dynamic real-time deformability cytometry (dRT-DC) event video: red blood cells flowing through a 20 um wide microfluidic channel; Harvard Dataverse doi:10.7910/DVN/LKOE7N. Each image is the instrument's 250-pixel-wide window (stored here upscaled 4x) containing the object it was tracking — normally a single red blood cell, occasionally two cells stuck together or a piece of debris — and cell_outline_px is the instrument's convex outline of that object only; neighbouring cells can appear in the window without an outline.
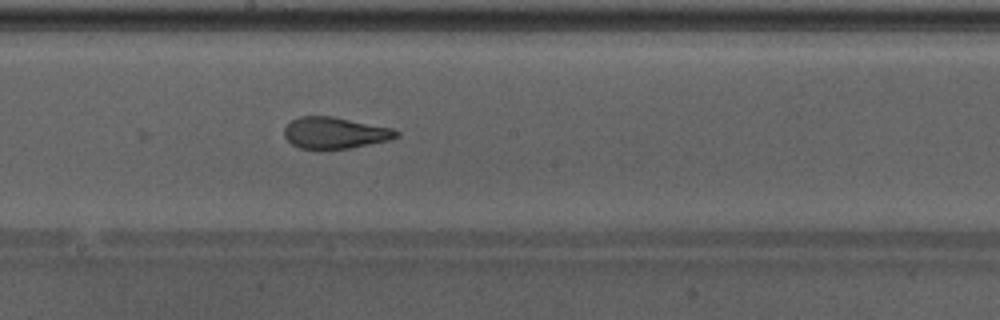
{"species": "Egyptian fruit bat (a non-hibernating species)", "species_latin": "Rousettus aegyptiacus", "temperature_condition": "warm", "stored_images_in_passage": 14, "camera_frame_rate_fps": 3000, "um_per_image_px": 0.085, "animal": {"sex": "male"}, "frame": {"image": 1, "passage_image": 14, "time_ms": 4.333, "image_size_px": [1000, 320], "cell_outline_px": [[400, 136], [388, 140], [348, 148], [300, 148], [292, 144], [284, 136], [284, 128], [292, 120], [300, 116], [332, 116], [392, 128], [400, 132]], "centroid_in_image_um": [28.47, 11.28], "position_along_channel_um": 219.7, "area_um2": 20.23}}